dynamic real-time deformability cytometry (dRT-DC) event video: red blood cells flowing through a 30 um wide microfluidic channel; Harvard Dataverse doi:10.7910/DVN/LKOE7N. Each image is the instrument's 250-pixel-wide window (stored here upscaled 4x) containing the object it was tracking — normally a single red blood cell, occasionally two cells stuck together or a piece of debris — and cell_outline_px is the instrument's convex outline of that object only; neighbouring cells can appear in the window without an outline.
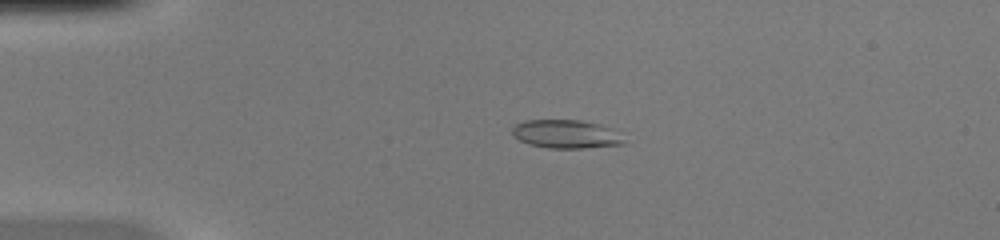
{"species": "common noctule bat (a hibernating species)", "species_latin": "Nyctalus noctula", "temperature_condition": "warm", "stored_images_in_passage": 50, "camera_frame_rate_fps": 3000, "um_per_image_px": 0.085, "animal": {"sex": "female", "body_mass_g": 20.0, "forearm_length_mm": 54.0}, "frame": {"image": 1, "passage_image": 11, "time_ms": 3.333, "image_size_px": [1000, 240], "cell_outline_px": [[624, 144], [584, 148], [548, 148], [528, 144], [512, 136], [512, 128], [516, 124], [524, 120], [580, 120], [612, 128], [624, 140]], "centroid_in_image_um": [48.06, 11.4], "position_along_channel_um": 36.9, "area_um2": 18.44}}
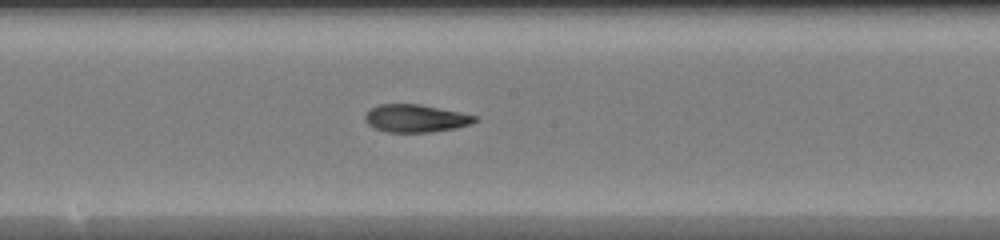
{"frame": {"image": 2, "passage_image": 27, "time_ms": 8.667, "image_size_px": [1000, 240], "cell_outline_px": [[480, 120], [472, 124], [456, 128], [432, 132], [384, 132], [368, 124], [364, 120], [364, 116], [372, 108], [380, 104], [420, 104], [480, 116]], "centroid_in_image_um": [35.4, 10.06], "position_along_channel_um": 212.8, "area_um2": 17.92}}
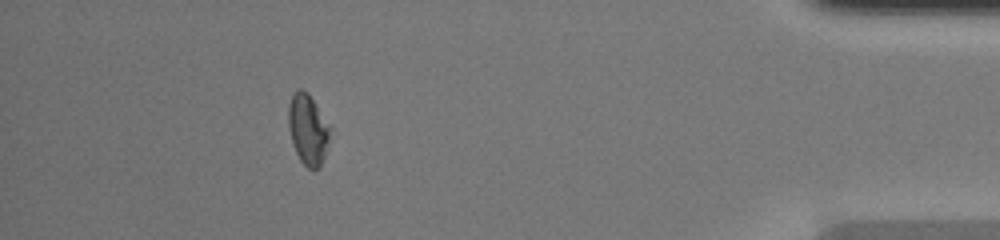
{"frame": {"image": 3, "passage_image": 45, "time_ms": 14.667, "image_size_px": [1000, 240], "cell_outline_px": [[328, 140], [324, 156], [320, 168], [312, 172], [300, 160], [292, 144], [288, 128], [288, 104], [296, 88], [300, 88], [308, 92], [328, 124]], "centroid_in_image_um": [26.13, 11.01], "position_along_channel_um": 409.1, "area_um2": 16.99}, "authors_computed_cell_mechanics": {"area_um2": 18.1781, "velocity_mm_per_s": 4.1184, "shape_relaxation_time_tau1_ms": null, "shape_relaxation_time_tau2_ms": 2.6493, "deformation_change_tau1": null, "deformation_change_tau2": 0.0997}}